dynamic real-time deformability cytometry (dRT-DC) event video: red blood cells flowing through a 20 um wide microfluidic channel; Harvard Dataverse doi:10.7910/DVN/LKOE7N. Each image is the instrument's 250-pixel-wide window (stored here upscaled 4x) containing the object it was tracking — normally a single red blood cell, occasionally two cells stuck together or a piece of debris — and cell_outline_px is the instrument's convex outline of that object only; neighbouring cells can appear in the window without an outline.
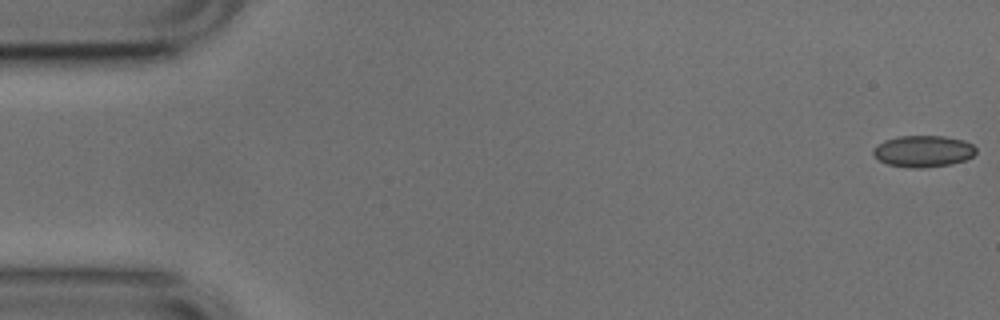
{"species": "common noctule bat (a hibernating species)", "species_latin": "Nyctalus noctula", "temperature_condition": "cold", "stored_images_in_passage": 10, "camera_frame_rate_fps": 3000, "um_per_image_px": 0.085, "animal": {"sex": "male", "body_mass_g": 17.9, "forearm_length_mm": 54.2}, "frame": {"image": 1, "passage_image": 1, "time_ms": 0.0, "image_size_px": [1000, 320], "cell_outline_px": [[976, 152], [972, 156], [964, 160], [952, 164], [920, 168], [916, 168], [888, 164], [880, 160], [872, 152], [872, 148], [884, 140], [900, 136], [944, 136], [964, 140], [972, 144], [976, 148]], "centroid_in_image_um": [78.48, 12.84], "position_along_channel_um": 6.5, "area_um2": 18.79}}